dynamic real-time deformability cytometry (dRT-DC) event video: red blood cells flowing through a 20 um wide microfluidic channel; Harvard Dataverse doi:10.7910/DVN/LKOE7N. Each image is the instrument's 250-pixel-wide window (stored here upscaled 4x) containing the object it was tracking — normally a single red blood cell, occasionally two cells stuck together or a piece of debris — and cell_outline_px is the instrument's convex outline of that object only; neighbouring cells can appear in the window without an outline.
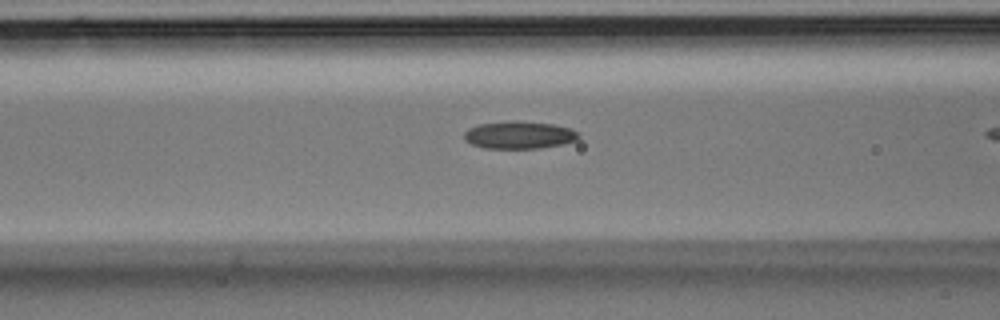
{"species": "Egyptian fruit bat (a non-hibernating species)", "species_latin": "Rousettus aegyptiacus", "temperature_condition": "room temperature", "stored_images_in_passage": 11, "camera_frame_rate_fps": 3000, "um_per_image_px": 0.085, "animal": {"sex": "male"}, "frame": {"image": 1, "passage_image": 7, "time_ms": 2.0, "image_size_px": [1000, 320], "cell_outline_px": [[580, 136], [576, 140], [564, 144], [540, 148], [484, 148], [472, 144], [464, 140], [464, 132], [468, 128], [480, 124], [516, 120], [552, 124], [572, 128], [580, 132]], "centroid_in_image_um": [44.16, 11.47], "position_along_channel_um": 122.4, "area_um2": 18.5}}
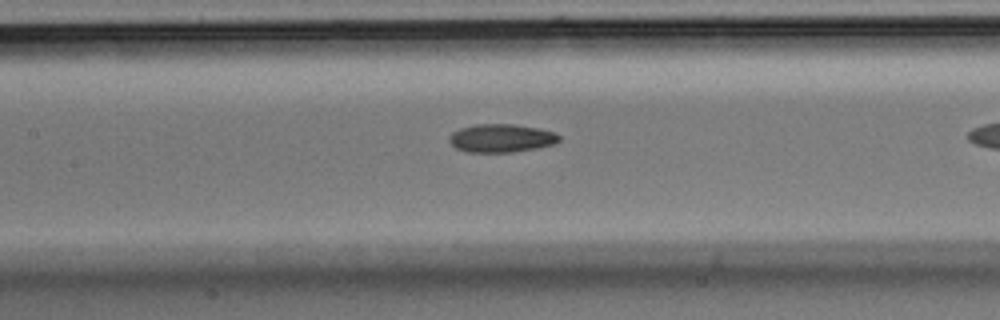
{"frame": {"image": 2, "passage_image": 10, "time_ms": 3.0, "image_size_px": [1000, 320], "cell_outline_px": [[560, 140], [556, 144], [536, 148], [512, 152], [468, 152], [456, 148], [448, 140], [448, 136], [452, 132], [460, 128], [476, 124], [512, 124], [540, 128], [556, 132], [560, 136]], "centroid_in_image_um": [42.63, 11.74], "position_along_channel_um": 164.8, "area_um2": 18.26}}